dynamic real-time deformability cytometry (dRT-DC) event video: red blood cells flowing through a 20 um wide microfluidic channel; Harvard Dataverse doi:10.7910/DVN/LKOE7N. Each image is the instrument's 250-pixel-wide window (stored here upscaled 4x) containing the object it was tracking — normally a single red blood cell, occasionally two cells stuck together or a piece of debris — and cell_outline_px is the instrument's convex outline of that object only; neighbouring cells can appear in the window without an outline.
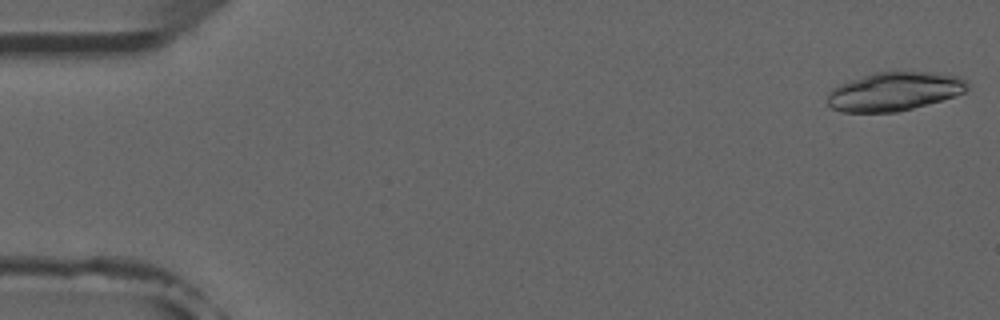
{"species": "common noctule bat (a hibernating species)", "species_latin": "Nyctalus noctula", "temperature_condition": "room temperature", "stored_images_in_passage": 5, "camera_frame_rate_fps": 3000, "um_per_image_px": 0.085, "animal": {"sex": "male", "forearm_length_mm": 52.5}, "frame": {"image": 1, "passage_image": 1, "time_ms": 0.0, "image_size_px": [1000, 320], "cell_outline_px": [[968, 88], [964, 92], [956, 96], [912, 108], [896, 112], [840, 112], [832, 108], [828, 104], [828, 92], [832, 88], [848, 80], [876, 72], [932, 72], [960, 76], [968, 80]], "centroid_in_image_um": [76.02, 7.77], "position_along_channel_um": 9.0, "area_um2": 31.62}}